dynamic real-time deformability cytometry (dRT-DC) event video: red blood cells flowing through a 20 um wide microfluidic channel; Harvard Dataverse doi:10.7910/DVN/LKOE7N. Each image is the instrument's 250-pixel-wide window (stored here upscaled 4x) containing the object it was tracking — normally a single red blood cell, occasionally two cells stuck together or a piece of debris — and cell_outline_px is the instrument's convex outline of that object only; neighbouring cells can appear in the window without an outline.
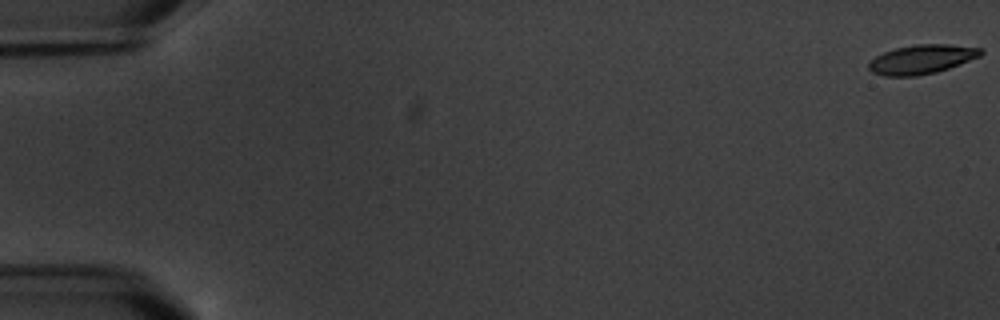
{"species": "common noctule bat (a hibernating species)", "species_latin": "Nyctalus noctula", "temperature_condition": "warm", "stored_images_in_passage": 7, "camera_frame_rate_fps": 3000, "um_per_image_px": 0.085, "animal": {"sex": "male", "body_mass_g": 20.1, "forearm_length_mm": 53.5}, "frame": {"image": 1, "passage_image": 1, "time_ms": 0.0, "image_size_px": [1000, 320], "cell_outline_px": [[984, 52], [980, 56], [948, 68], [936, 72], [916, 76], [884, 76], [872, 72], [868, 68], [868, 64], [876, 56], [884, 52], [896, 48], [916, 44], [948, 44], [980, 48]], "centroid_in_image_um": [78.33, 5.04], "position_along_channel_um": 6.7, "area_um2": 18.84}}
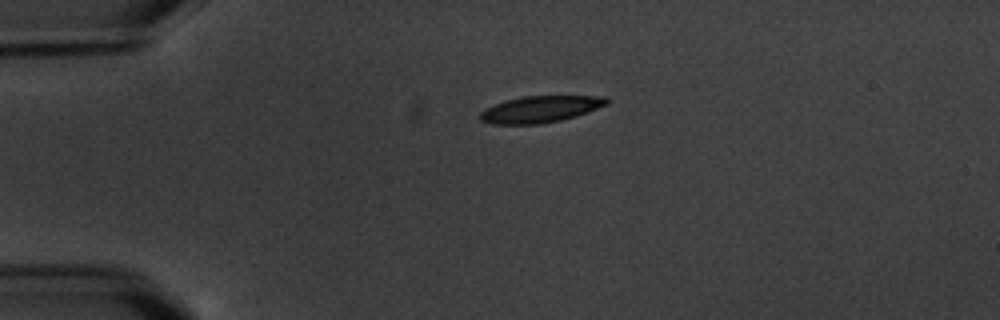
{"frame": {"image": 2, "passage_image": 5, "time_ms": 4.667, "image_size_px": [1000, 320], "cell_outline_px": [[608, 104], [588, 112], [576, 116], [560, 120], [540, 124], [492, 124], [480, 120], [480, 112], [484, 108], [508, 100], [524, 96], [608, 96]], "centroid_in_image_um": [45.94, 9.28], "position_along_channel_um": 39.1, "area_um2": 19.54}}
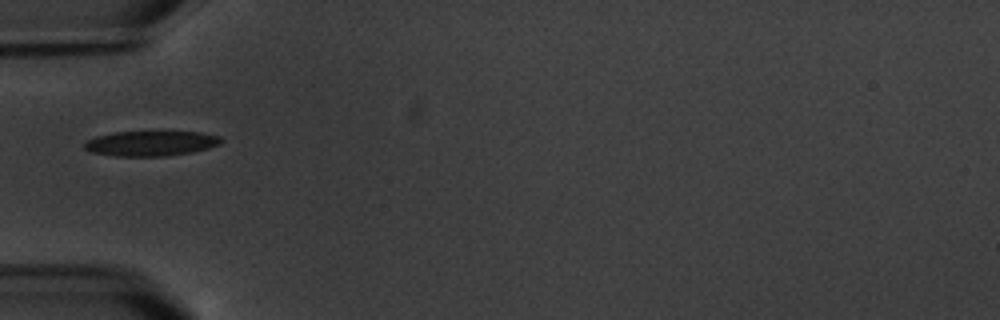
{"frame": {"image": 3, "passage_image": 6, "time_ms": 6.667, "image_size_px": [1000, 320], "cell_outline_px": [[224, 140], [220, 144], [208, 148], [192, 152], [164, 156], [116, 156], [92, 152], [84, 148], [84, 144], [88, 140], [96, 136], [112, 132], [200, 132], [220, 136]], "centroid_in_image_um": [12.84, 12.18], "position_along_channel_um": 72.2, "area_um2": 19.88}}